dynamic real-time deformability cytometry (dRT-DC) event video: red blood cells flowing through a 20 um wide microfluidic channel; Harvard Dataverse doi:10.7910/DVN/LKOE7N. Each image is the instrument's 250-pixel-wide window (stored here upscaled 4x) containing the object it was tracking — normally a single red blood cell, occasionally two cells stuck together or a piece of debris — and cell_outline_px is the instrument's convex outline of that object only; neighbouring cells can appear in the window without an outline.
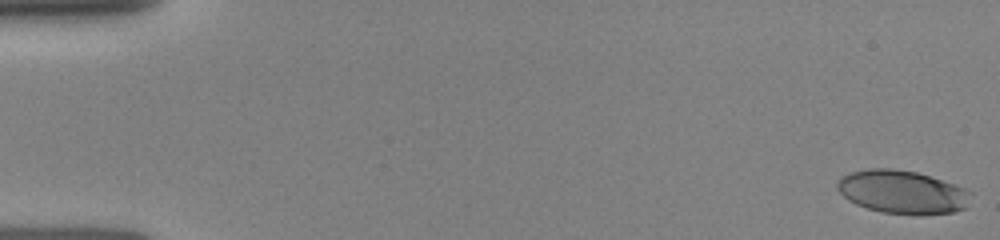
{"species": "human", "species_latin": "Homo sapiens", "temperature_condition": "room temperature", "stored_images_in_passage": 11, "camera_frame_rate_fps": 3000, "um_per_image_px": 0.085, "donor": {"sex": "female"}, "frame": {"image": 1, "passage_image": 1, "time_ms": 0.0, "image_size_px": [1000, 240], "cell_outline_px": [[972, 192], [964, 208], [952, 212], [920, 216], [916, 216], [880, 212], [856, 204], [848, 200], [836, 188], [836, 180], [840, 176], [848, 172], [868, 168], [892, 168], [916, 172], [964, 188]], "centroid_in_image_um": [76.63, 16.33], "position_along_channel_um": 8.4, "area_um2": 33.93}}
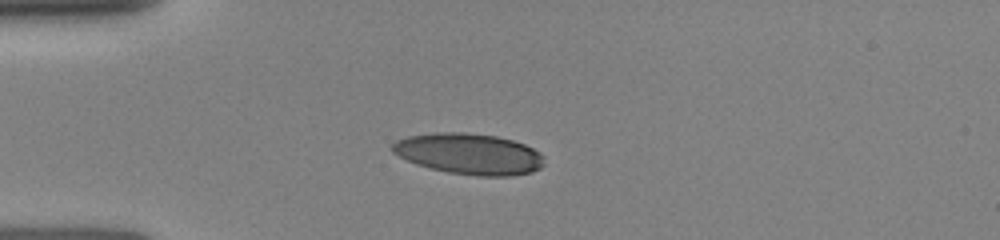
{"frame": {"image": 2, "passage_image": 7, "time_ms": 4.0, "image_size_px": [1000, 240], "cell_outline_px": [[544, 164], [540, 168], [532, 172], [512, 176], [476, 176], [448, 172], [416, 164], [392, 152], [392, 144], [396, 140], [408, 136], [436, 132], [464, 132], [496, 136], [512, 140], [524, 144], [540, 152], [544, 156]], "centroid_in_image_um": [39.9, 13.08], "position_along_channel_um": 45.1, "area_um2": 36.3}}
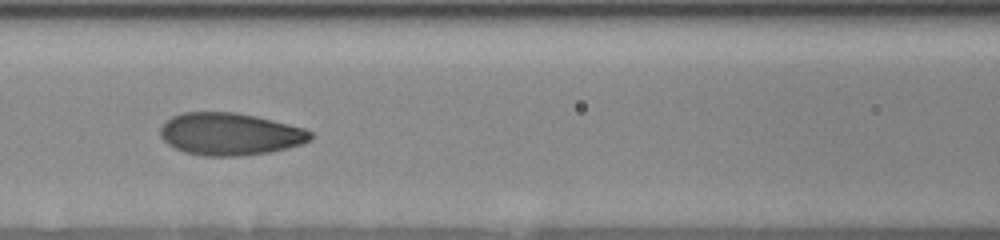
{"frame": {"image": 3, "passage_image": 10, "time_ms": 7.0, "image_size_px": [1000, 240], "cell_outline_px": [[312, 140], [304, 144], [288, 148], [268, 152], [240, 156], [204, 156], [184, 152], [168, 144], [160, 136], [160, 128], [172, 116], [184, 112], [236, 112], [256, 116], [304, 128], [312, 132]], "centroid_in_image_um": [19.57, 11.4], "position_along_channel_um": 147.0, "area_um2": 37.11}}